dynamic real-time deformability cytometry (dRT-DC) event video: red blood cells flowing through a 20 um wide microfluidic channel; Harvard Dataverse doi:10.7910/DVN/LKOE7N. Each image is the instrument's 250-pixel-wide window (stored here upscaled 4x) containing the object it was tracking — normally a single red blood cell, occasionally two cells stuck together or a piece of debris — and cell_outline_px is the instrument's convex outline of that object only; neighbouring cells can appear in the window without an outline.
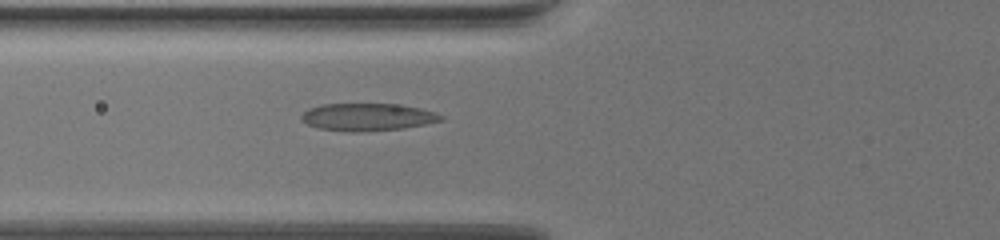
{"species": "common noctule bat (a hibernating species)", "species_latin": "Nyctalus noctula", "temperature_condition": "warm", "stored_images_in_passage": 69, "camera_frame_rate_fps": 3000, "um_per_image_px": 0.085, "animal": {"sex": "female", "body_mass_g": 19.5, "forearm_length_mm": 54.1}, "frame": {"image": 1, "passage_image": 29, "time_ms": 9.333, "image_size_px": [1000, 240], "cell_outline_px": [[444, 120], [404, 128], [356, 132], [352, 132], [316, 128], [300, 120], [300, 116], [308, 108], [320, 104], [396, 104], [420, 108], [436, 112], [444, 116]], "centroid_in_image_um": [31.22, 9.94], "position_along_channel_um": 94.6, "area_um2": 22.43}}
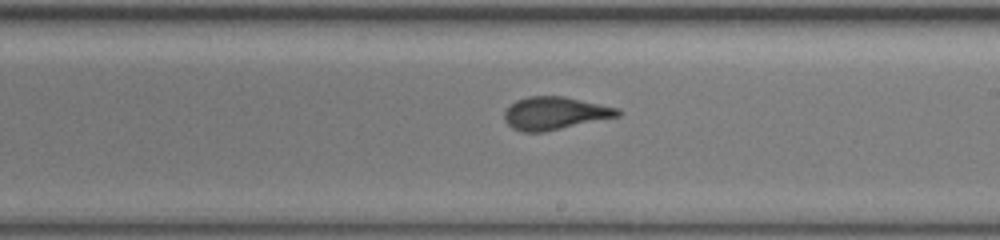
{"frame": {"image": 2, "passage_image": 43, "time_ms": 14.0, "image_size_px": [1000, 240], "cell_outline_px": [[624, 112], [620, 116], [544, 132], [520, 132], [512, 128], [504, 120], [504, 112], [516, 100], [528, 96], [564, 96], [620, 108]], "centroid_in_image_um": [47.19, 9.63], "position_along_channel_um": 241.8, "area_um2": 21.85}}
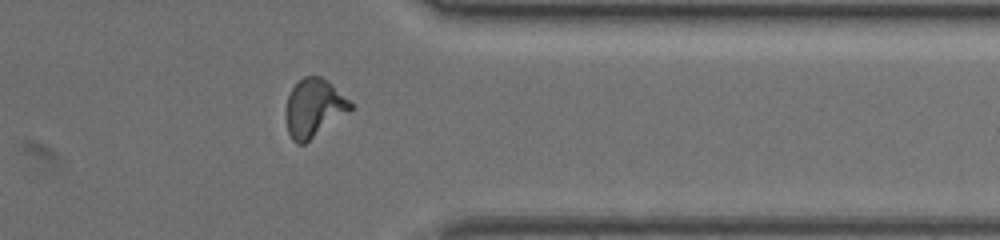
{"frame": {"image": 3, "passage_image": 57, "time_ms": 18.667, "image_size_px": [1000, 240], "cell_outline_px": [[356, 108], [304, 144], [296, 144], [292, 140], [288, 132], [284, 116], [284, 112], [288, 96], [292, 88], [304, 76], [320, 76], [332, 84]], "centroid_in_image_um": [26.67, 9.21], "position_along_channel_um": 384.7, "area_um2": 22.14}}